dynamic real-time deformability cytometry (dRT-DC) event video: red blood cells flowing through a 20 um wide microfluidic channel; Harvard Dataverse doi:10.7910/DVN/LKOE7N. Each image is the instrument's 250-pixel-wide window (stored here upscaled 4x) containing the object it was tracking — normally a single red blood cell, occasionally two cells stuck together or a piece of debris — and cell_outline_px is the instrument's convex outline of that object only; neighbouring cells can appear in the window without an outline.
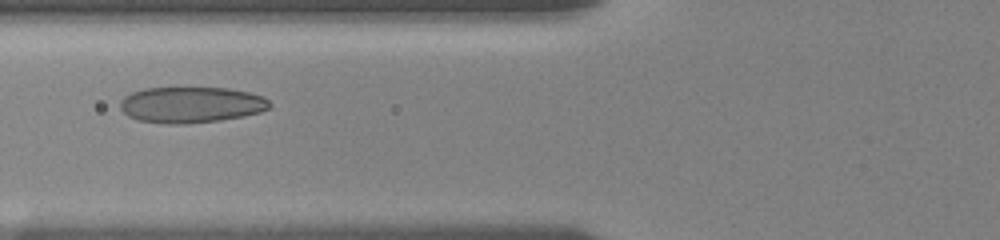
{"species": "human", "species_latin": "Homo sapiens", "temperature_condition": "room temperature", "stored_images_in_passage": 40, "camera_frame_rate_fps": 3000, "um_per_image_px": 0.085, "donor": {"sex": "female"}, "frame": {"image": 1, "passage_image": 6, "time_ms": 2.667, "image_size_px": [1000, 240], "cell_outline_px": [[272, 108], [260, 112], [244, 116], [220, 120], [184, 124], [168, 124], [136, 120], [128, 116], [120, 108], [120, 100], [124, 96], [132, 92], [144, 88], [228, 88], [248, 92], [264, 96], [272, 104]], "centroid_in_image_um": [16.26, 8.91], "position_along_channel_um": 109.5, "area_um2": 31.62}}
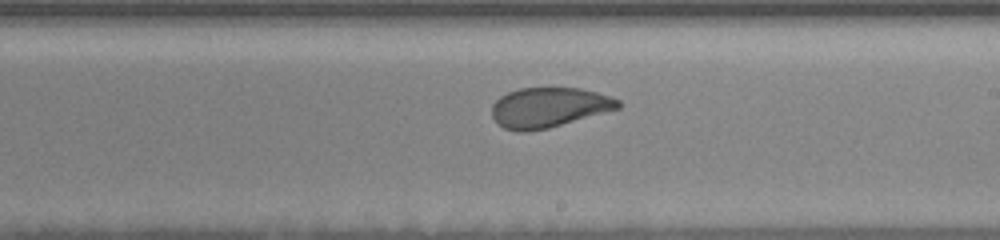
{"frame": {"image": 2, "passage_image": 15, "time_ms": 6.333, "image_size_px": [1000, 240], "cell_outline_px": [[620, 108], [548, 128], [528, 132], [516, 132], [504, 128], [492, 116], [492, 104], [500, 96], [508, 92], [520, 88], [580, 88], [612, 96], [620, 100]], "centroid_in_image_um": [46.65, 9.13], "position_along_channel_um": 242.4, "area_um2": 29.36}}
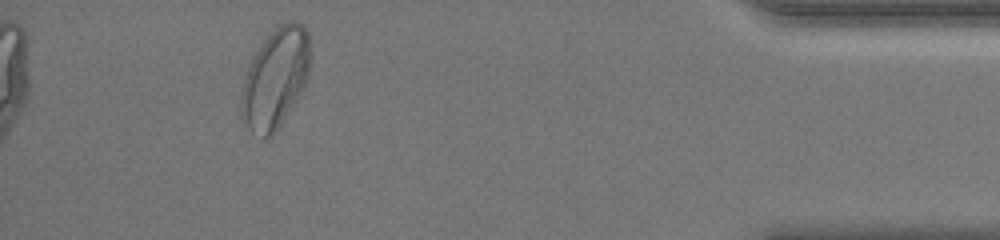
{"frame": {"image": 3, "passage_image": 36, "time_ms": 12.333, "image_size_px": [1000, 240], "cell_outline_px": [[308, 76], [304, 88], [280, 124], [264, 140], [244, 124], [240, 108], [240, 104], [244, 80], [248, 68], [256, 52], [264, 40], [280, 24], [288, 20], [292, 20], [300, 24], [308, 32]], "centroid_in_image_um": [23.39, 6.65], "position_along_channel_um": 411.8, "area_um2": 39.07}, "authors_computed_cell_mechanics": {"area_um2": 30.8074, "velocity_mm_per_s": 3.6102, "shape_relaxation_time_tau1_ms": 4.141, "shape_relaxation_time_tau2_ms": 0.9897, "deformation_change_tau1": 0.1304, "deformation_change_tau2": 0.0666}}